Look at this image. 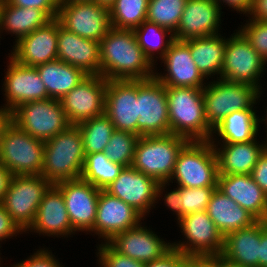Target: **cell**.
<instances>
[{
  "label": "cell",
  "mask_w": 267,
  "mask_h": 267,
  "mask_svg": "<svg viewBox=\"0 0 267 267\" xmlns=\"http://www.w3.org/2000/svg\"><path fill=\"white\" fill-rule=\"evenodd\" d=\"M99 42L100 75L106 80L154 78L156 66L138 45L133 30L111 27Z\"/></svg>",
  "instance_id": "6da1fadb"
},
{
  "label": "cell",
  "mask_w": 267,
  "mask_h": 267,
  "mask_svg": "<svg viewBox=\"0 0 267 267\" xmlns=\"http://www.w3.org/2000/svg\"><path fill=\"white\" fill-rule=\"evenodd\" d=\"M168 103L170 133L188 141H207L213 129L205 116L203 89L194 87H165Z\"/></svg>",
  "instance_id": "7a4b0ae2"
},
{
  "label": "cell",
  "mask_w": 267,
  "mask_h": 267,
  "mask_svg": "<svg viewBox=\"0 0 267 267\" xmlns=\"http://www.w3.org/2000/svg\"><path fill=\"white\" fill-rule=\"evenodd\" d=\"M85 156L80 129L77 125H70L45 141L41 175L52 184L79 179Z\"/></svg>",
  "instance_id": "3957f363"
},
{
  "label": "cell",
  "mask_w": 267,
  "mask_h": 267,
  "mask_svg": "<svg viewBox=\"0 0 267 267\" xmlns=\"http://www.w3.org/2000/svg\"><path fill=\"white\" fill-rule=\"evenodd\" d=\"M188 142L175 134L139 137L132 167L152 177L158 183L168 182L173 174L177 156Z\"/></svg>",
  "instance_id": "277c9868"
},
{
  "label": "cell",
  "mask_w": 267,
  "mask_h": 267,
  "mask_svg": "<svg viewBox=\"0 0 267 267\" xmlns=\"http://www.w3.org/2000/svg\"><path fill=\"white\" fill-rule=\"evenodd\" d=\"M217 179L218 160L211 141H188L177 156L168 183L174 181L185 188L217 187Z\"/></svg>",
  "instance_id": "5b68a950"
},
{
  "label": "cell",
  "mask_w": 267,
  "mask_h": 267,
  "mask_svg": "<svg viewBox=\"0 0 267 267\" xmlns=\"http://www.w3.org/2000/svg\"><path fill=\"white\" fill-rule=\"evenodd\" d=\"M44 149V141L32 137L10 121L0 142V163L13 176L41 175Z\"/></svg>",
  "instance_id": "8992f818"
},
{
  "label": "cell",
  "mask_w": 267,
  "mask_h": 267,
  "mask_svg": "<svg viewBox=\"0 0 267 267\" xmlns=\"http://www.w3.org/2000/svg\"><path fill=\"white\" fill-rule=\"evenodd\" d=\"M260 96L258 88L247 84L223 79L207 82L203 88V100L208 125L214 129L232 112L256 109L254 105Z\"/></svg>",
  "instance_id": "52a82bcc"
},
{
  "label": "cell",
  "mask_w": 267,
  "mask_h": 267,
  "mask_svg": "<svg viewBox=\"0 0 267 267\" xmlns=\"http://www.w3.org/2000/svg\"><path fill=\"white\" fill-rule=\"evenodd\" d=\"M11 121L44 142L71 125L60 101L52 98L19 105L11 112Z\"/></svg>",
  "instance_id": "ba28073f"
},
{
  "label": "cell",
  "mask_w": 267,
  "mask_h": 267,
  "mask_svg": "<svg viewBox=\"0 0 267 267\" xmlns=\"http://www.w3.org/2000/svg\"><path fill=\"white\" fill-rule=\"evenodd\" d=\"M178 224L185 240L173 242V249L194 261L221 254L224 236L206 211L185 215Z\"/></svg>",
  "instance_id": "9c48e42d"
},
{
  "label": "cell",
  "mask_w": 267,
  "mask_h": 267,
  "mask_svg": "<svg viewBox=\"0 0 267 267\" xmlns=\"http://www.w3.org/2000/svg\"><path fill=\"white\" fill-rule=\"evenodd\" d=\"M52 185L42 175L12 177L1 204L24 232L32 225L40 202Z\"/></svg>",
  "instance_id": "30bf717a"
},
{
  "label": "cell",
  "mask_w": 267,
  "mask_h": 267,
  "mask_svg": "<svg viewBox=\"0 0 267 267\" xmlns=\"http://www.w3.org/2000/svg\"><path fill=\"white\" fill-rule=\"evenodd\" d=\"M266 64L244 35L236 30L227 38L221 79L254 86L262 94L260 80Z\"/></svg>",
  "instance_id": "8fae6325"
},
{
  "label": "cell",
  "mask_w": 267,
  "mask_h": 267,
  "mask_svg": "<svg viewBox=\"0 0 267 267\" xmlns=\"http://www.w3.org/2000/svg\"><path fill=\"white\" fill-rule=\"evenodd\" d=\"M167 185L169 186L170 183H158L152 177L130 166L124 167L117 178L104 190L132 206L145 218L155 207V203H158L157 200H160Z\"/></svg>",
  "instance_id": "7c38bea8"
},
{
  "label": "cell",
  "mask_w": 267,
  "mask_h": 267,
  "mask_svg": "<svg viewBox=\"0 0 267 267\" xmlns=\"http://www.w3.org/2000/svg\"><path fill=\"white\" fill-rule=\"evenodd\" d=\"M139 118L138 136L170 134L168 103L165 86L155 77L137 80Z\"/></svg>",
  "instance_id": "4fadbf2b"
},
{
  "label": "cell",
  "mask_w": 267,
  "mask_h": 267,
  "mask_svg": "<svg viewBox=\"0 0 267 267\" xmlns=\"http://www.w3.org/2000/svg\"><path fill=\"white\" fill-rule=\"evenodd\" d=\"M57 19L68 31L100 41L110 30L109 8L91 2H59Z\"/></svg>",
  "instance_id": "5bb4252c"
},
{
  "label": "cell",
  "mask_w": 267,
  "mask_h": 267,
  "mask_svg": "<svg viewBox=\"0 0 267 267\" xmlns=\"http://www.w3.org/2000/svg\"><path fill=\"white\" fill-rule=\"evenodd\" d=\"M107 82L101 75H87L59 100L71 125L104 114Z\"/></svg>",
  "instance_id": "9a60e30c"
},
{
  "label": "cell",
  "mask_w": 267,
  "mask_h": 267,
  "mask_svg": "<svg viewBox=\"0 0 267 267\" xmlns=\"http://www.w3.org/2000/svg\"><path fill=\"white\" fill-rule=\"evenodd\" d=\"M54 185L62 192L72 228L76 232L90 233L96 220L101 189L81 178L60 181Z\"/></svg>",
  "instance_id": "2e32d148"
},
{
  "label": "cell",
  "mask_w": 267,
  "mask_h": 267,
  "mask_svg": "<svg viewBox=\"0 0 267 267\" xmlns=\"http://www.w3.org/2000/svg\"><path fill=\"white\" fill-rule=\"evenodd\" d=\"M8 68L4 75L2 90L5 92L6 103L0 106L3 110L12 112L19 105L37 100L48 99L45 84L41 80L36 67L19 64L10 56Z\"/></svg>",
  "instance_id": "e0dca14e"
},
{
  "label": "cell",
  "mask_w": 267,
  "mask_h": 267,
  "mask_svg": "<svg viewBox=\"0 0 267 267\" xmlns=\"http://www.w3.org/2000/svg\"><path fill=\"white\" fill-rule=\"evenodd\" d=\"M141 220L144 217L132 206L105 190H100L96 220L90 233L98 235V238L107 243L116 234L137 226Z\"/></svg>",
  "instance_id": "ac0fdd59"
},
{
  "label": "cell",
  "mask_w": 267,
  "mask_h": 267,
  "mask_svg": "<svg viewBox=\"0 0 267 267\" xmlns=\"http://www.w3.org/2000/svg\"><path fill=\"white\" fill-rule=\"evenodd\" d=\"M60 24L57 18L50 20L46 25L15 42L11 54L8 55L19 64L28 67H36L57 60L58 26Z\"/></svg>",
  "instance_id": "d6986e66"
},
{
  "label": "cell",
  "mask_w": 267,
  "mask_h": 267,
  "mask_svg": "<svg viewBox=\"0 0 267 267\" xmlns=\"http://www.w3.org/2000/svg\"><path fill=\"white\" fill-rule=\"evenodd\" d=\"M104 113L116 130L137 135V80H108Z\"/></svg>",
  "instance_id": "ffe728a7"
},
{
  "label": "cell",
  "mask_w": 267,
  "mask_h": 267,
  "mask_svg": "<svg viewBox=\"0 0 267 267\" xmlns=\"http://www.w3.org/2000/svg\"><path fill=\"white\" fill-rule=\"evenodd\" d=\"M114 250L124 256L143 263L162 258L172 249V243L152 231L140 222L137 226L116 234L107 242Z\"/></svg>",
  "instance_id": "44dd1931"
},
{
  "label": "cell",
  "mask_w": 267,
  "mask_h": 267,
  "mask_svg": "<svg viewBox=\"0 0 267 267\" xmlns=\"http://www.w3.org/2000/svg\"><path fill=\"white\" fill-rule=\"evenodd\" d=\"M161 60L167 73L156 71L154 77L165 87L203 89L206 86L207 83L204 81L206 78L196 67L190 48L183 41L175 40Z\"/></svg>",
  "instance_id": "7402d4cb"
},
{
  "label": "cell",
  "mask_w": 267,
  "mask_h": 267,
  "mask_svg": "<svg viewBox=\"0 0 267 267\" xmlns=\"http://www.w3.org/2000/svg\"><path fill=\"white\" fill-rule=\"evenodd\" d=\"M221 9L215 0H187L174 33L175 40L186 41L219 34Z\"/></svg>",
  "instance_id": "603a6c76"
},
{
  "label": "cell",
  "mask_w": 267,
  "mask_h": 267,
  "mask_svg": "<svg viewBox=\"0 0 267 267\" xmlns=\"http://www.w3.org/2000/svg\"><path fill=\"white\" fill-rule=\"evenodd\" d=\"M51 237H70L72 228L62 192L53 184L44 194L32 225L25 231Z\"/></svg>",
  "instance_id": "cb8c5ba5"
},
{
  "label": "cell",
  "mask_w": 267,
  "mask_h": 267,
  "mask_svg": "<svg viewBox=\"0 0 267 267\" xmlns=\"http://www.w3.org/2000/svg\"><path fill=\"white\" fill-rule=\"evenodd\" d=\"M57 60L75 66L87 75H100V42L82 38L60 24Z\"/></svg>",
  "instance_id": "d4e9b609"
},
{
  "label": "cell",
  "mask_w": 267,
  "mask_h": 267,
  "mask_svg": "<svg viewBox=\"0 0 267 267\" xmlns=\"http://www.w3.org/2000/svg\"><path fill=\"white\" fill-rule=\"evenodd\" d=\"M217 188L258 221H267V194L250 174H218Z\"/></svg>",
  "instance_id": "484cf974"
},
{
  "label": "cell",
  "mask_w": 267,
  "mask_h": 267,
  "mask_svg": "<svg viewBox=\"0 0 267 267\" xmlns=\"http://www.w3.org/2000/svg\"><path fill=\"white\" fill-rule=\"evenodd\" d=\"M214 140L210 139L216 151L218 174H250L259 156L267 148V140L261 144L257 138L246 143L217 144V140Z\"/></svg>",
  "instance_id": "4316f807"
},
{
  "label": "cell",
  "mask_w": 267,
  "mask_h": 267,
  "mask_svg": "<svg viewBox=\"0 0 267 267\" xmlns=\"http://www.w3.org/2000/svg\"><path fill=\"white\" fill-rule=\"evenodd\" d=\"M261 243V221L224 236L221 256L245 267H258Z\"/></svg>",
  "instance_id": "83f0119b"
},
{
  "label": "cell",
  "mask_w": 267,
  "mask_h": 267,
  "mask_svg": "<svg viewBox=\"0 0 267 267\" xmlns=\"http://www.w3.org/2000/svg\"><path fill=\"white\" fill-rule=\"evenodd\" d=\"M206 212L223 236L250 227L258 221L251 213L224 195L218 188L213 192L207 204Z\"/></svg>",
  "instance_id": "f1b7e54d"
},
{
  "label": "cell",
  "mask_w": 267,
  "mask_h": 267,
  "mask_svg": "<svg viewBox=\"0 0 267 267\" xmlns=\"http://www.w3.org/2000/svg\"><path fill=\"white\" fill-rule=\"evenodd\" d=\"M225 38L219 33L183 41L190 48L196 67L207 80L215 74L217 79H221L227 43Z\"/></svg>",
  "instance_id": "f546056e"
},
{
  "label": "cell",
  "mask_w": 267,
  "mask_h": 267,
  "mask_svg": "<svg viewBox=\"0 0 267 267\" xmlns=\"http://www.w3.org/2000/svg\"><path fill=\"white\" fill-rule=\"evenodd\" d=\"M0 33L16 36L15 42L52 20L43 10L13 6L8 1L0 6Z\"/></svg>",
  "instance_id": "4dcf8cb0"
},
{
  "label": "cell",
  "mask_w": 267,
  "mask_h": 267,
  "mask_svg": "<svg viewBox=\"0 0 267 267\" xmlns=\"http://www.w3.org/2000/svg\"><path fill=\"white\" fill-rule=\"evenodd\" d=\"M36 69L45 84L49 98L57 100H60L87 76L81 69L61 60L38 65Z\"/></svg>",
  "instance_id": "1f68e13d"
},
{
  "label": "cell",
  "mask_w": 267,
  "mask_h": 267,
  "mask_svg": "<svg viewBox=\"0 0 267 267\" xmlns=\"http://www.w3.org/2000/svg\"><path fill=\"white\" fill-rule=\"evenodd\" d=\"M259 117L254 109L232 112L213 129V137L217 134V143H246L257 138ZM215 133V134H214ZM221 141V142H220Z\"/></svg>",
  "instance_id": "d6a6232c"
},
{
  "label": "cell",
  "mask_w": 267,
  "mask_h": 267,
  "mask_svg": "<svg viewBox=\"0 0 267 267\" xmlns=\"http://www.w3.org/2000/svg\"><path fill=\"white\" fill-rule=\"evenodd\" d=\"M133 31L138 45L153 65H156L157 61L155 53L159 54L156 59L160 58L161 60L175 41L174 33L148 20H145Z\"/></svg>",
  "instance_id": "836d02e7"
},
{
  "label": "cell",
  "mask_w": 267,
  "mask_h": 267,
  "mask_svg": "<svg viewBox=\"0 0 267 267\" xmlns=\"http://www.w3.org/2000/svg\"><path fill=\"white\" fill-rule=\"evenodd\" d=\"M85 155L80 178L101 190L111 184L124 168L121 164L112 162L104 152Z\"/></svg>",
  "instance_id": "e575fe53"
},
{
  "label": "cell",
  "mask_w": 267,
  "mask_h": 267,
  "mask_svg": "<svg viewBox=\"0 0 267 267\" xmlns=\"http://www.w3.org/2000/svg\"><path fill=\"white\" fill-rule=\"evenodd\" d=\"M149 0H115L109 7L111 27L134 30L146 20Z\"/></svg>",
  "instance_id": "d590c367"
},
{
  "label": "cell",
  "mask_w": 267,
  "mask_h": 267,
  "mask_svg": "<svg viewBox=\"0 0 267 267\" xmlns=\"http://www.w3.org/2000/svg\"><path fill=\"white\" fill-rule=\"evenodd\" d=\"M77 126L82 134L85 154L103 152L115 130L114 125L105 113L83 121Z\"/></svg>",
  "instance_id": "8d00e7d4"
},
{
  "label": "cell",
  "mask_w": 267,
  "mask_h": 267,
  "mask_svg": "<svg viewBox=\"0 0 267 267\" xmlns=\"http://www.w3.org/2000/svg\"><path fill=\"white\" fill-rule=\"evenodd\" d=\"M187 0H149L146 20L175 33Z\"/></svg>",
  "instance_id": "74e56055"
},
{
  "label": "cell",
  "mask_w": 267,
  "mask_h": 267,
  "mask_svg": "<svg viewBox=\"0 0 267 267\" xmlns=\"http://www.w3.org/2000/svg\"><path fill=\"white\" fill-rule=\"evenodd\" d=\"M139 137L128 131L115 129L103 152L112 162L130 167L134 160L135 146Z\"/></svg>",
  "instance_id": "f35d334b"
},
{
  "label": "cell",
  "mask_w": 267,
  "mask_h": 267,
  "mask_svg": "<svg viewBox=\"0 0 267 267\" xmlns=\"http://www.w3.org/2000/svg\"><path fill=\"white\" fill-rule=\"evenodd\" d=\"M217 187L185 188L180 186L182 217L195 212L206 211L207 204Z\"/></svg>",
  "instance_id": "ab89813d"
},
{
  "label": "cell",
  "mask_w": 267,
  "mask_h": 267,
  "mask_svg": "<svg viewBox=\"0 0 267 267\" xmlns=\"http://www.w3.org/2000/svg\"><path fill=\"white\" fill-rule=\"evenodd\" d=\"M240 26L238 30L267 63V22L249 18L245 25Z\"/></svg>",
  "instance_id": "60d3db41"
},
{
  "label": "cell",
  "mask_w": 267,
  "mask_h": 267,
  "mask_svg": "<svg viewBox=\"0 0 267 267\" xmlns=\"http://www.w3.org/2000/svg\"><path fill=\"white\" fill-rule=\"evenodd\" d=\"M97 261L100 267H144L145 263L121 255L108 243L101 242L97 246Z\"/></svg>",
  "instance_id": "b9f144b4"
},
{
  "label": "cell",
  "mask_w": 267,
  "mask_h": 267,
  "mask_svg": "<svg viewBox=\"0 0 267 267\" xmlns=\"http://www.w3.org/2000/svg\"><path fill=\"white\" fill-rule=\"evenodd\" d=\"M56 259L51 250L48 251L46 248H40L33 255H30L28 259L17 262L11 265V267H64Z\"/></svg>",
  "instance_id": "7bdbcfd3"
},
{
  "label": "cell",
  "mask_w": 267,
  "mask_h": 267,
  "mask_svg": "<svg viewBox=\"0 0 267 267\" xmlns=\"http://www.w3.org/2000/svg\"><path fill=\"white\" fill-rule=\"evenodd\" d=\"M197 261L191 260L180 251L171 249L162 258L145 263L144 267H196Z\"/></svg>",
  "instance_id": "ee69618b"
},
{
  "label": "cell",
  "mask_w": 267,
  "mask_h": 267,
  "mask_svg": "<svg viewBox=\"0 0 267 267\" xmlns=\"http://www.w3.org/2000/svg\"><path fill=\"white\" fill-rule=\"evenodd\" d=\"M13 6L43 10L51 19L58 16L59 0H7Z\"/></svg>",
  "instance_id": "f6af8a7d"
},
{
  "label": "cell",
  "mask_w": 267,
  "mask_h": 267,
  "mask_svg": "<svg viewBox=\"0 0 267 267\" xmlns=\"http://www.w3.org/2000/svg\"><path fill=\"white\" fill-rule=\"evenodd\" d=\"M19 233L22 234L24 231L11 218L4 206L0 203V242L5 239L13 238Z\"/></svg>",
  "instance_id": "bcb514c9"
},
{
  "label": "cell",
  "mask_w": 267,
  "mask_h": 267,
  "mask_svg": "<svg viewBox=\"0 0 267 267\" xmlns=\"http://www.w3.org/2000/svg\"><path fill=\"white\" fill-rule=\"evenodd\" d=\"M250 175L262 191L267 194V148L259 156Z\"/></svg>",
  "instance_id": "7dc6e473"
},
{
  "label": "cell",
  "mask_w": 267,
  "mask_h": 267,
  "mask_svg": "<svg viewBox=\"0 0 267 267\" xmlns=\"http://www.w3.org/2000/svg\"><path fill=\"white\" fill-rule=\"evenodd\" d=\"M164 204L166 207L168 206V209L172 210L176 214L177 222L182 218V204L180 201V186H177V188L173 189L172 191L168 192L166 191V194L164 195Z\"/></svg>",
  "instance_id": "c3c4849f"
},
{
  "label": "cell",
  "mask_w": 267,
  "mask_h": 267,
  "mask_svg": "<svg viewBox=\"0 0 267 267\" xmlns=\"http://www.w3.org/2000/svg\"><path fill=\"white\" fill-rule=\"evenodd\" d=\"M217 4L222 7L227 5L229 8H233L235 11L240 14H245L247 17L252 9L253 0H215ZM222 4V5H221Z\"/></svg>",
  "instance_id": "681fc988"
},
{
  "label": "cell",
  "mask_w": 267,
  "mask_h": 267,
  "mask_svg": "<svg viewBox=\"0 0 267 267\" xmlns=\"http://www.w3.org/2000/svg\"><path fill=\"white\" fill-rule=\"evenodd\" d=\"M248 18L267 22V0H253Z\"/></svg>",
  "instance_id": "f907efd6"
},
{
  "label": "cell",
  "mask_w": 267,
  "mask_h": 267,
  "mask_svg": "<svg viewBox=\"0 0 267 267\" xmlns=\"http://www.w3.org/2000/svg\"><path fill=\"white\" fill-rule=\"evenodd\" d=\"M258 267H267V221H261V243Z\"/></svg>",
  "instance_id": "816d5d0a"
},
{
  "label": "cell",
  "mask_w": 267,
  "mask_h": 267,
  "mask_svg": "<svg viewBox=\"0 0 267 267\" xmlns=\"http://www.w3.org/2000/svg\"><path fill=\"white\" fill-rule=\"evenodd\" d=\"M207 267H245L236 263H233L221 255L205 258L201 260Z\"/></svg>",
  "instance_id": "f5cc1de1"
},
{
  "label": "cell",
  "mask_w": 267,
  "mask_h": 267,
  "mask_svg": "<svg viewBox=\"0 0 267 267\" xmlns=\"http://www.w3.org/2000/svg\"><path fill=\"white\" fill-rule=\"evenodd\" d=\"M13 174L0 163V203L6 194Z\"/></svg>",
  "instance_id": "db71d44e"
},
{
  "label": "cell",
  "mask_w": 267,
  "mask_h": 267,
  "mask_svg": "<svg viewBox=\"0 0 267 267\" xmlns=\"http://www.w3.org/2000/svg\"><path fill=\"white\" fill-rule=\"evenodd\" d=\"M10 121H11V113L6 110H3L0 107V142H1L3 131Z\"/></svg>",
  "instance_id": "11a10c76"
},
{
  "label": "cell",
  "mask_w": 267,
  "mask_h": 267,
  "mask_svg": "<svg viewBox=\"0 0 267 267\" xmlns=\"http://www.w3.org/2000/svg\"><path fill=\"white\" fill-rule=\"evenodd\" d=\"M94 1L99 5H103L109 8L114 3L115 0H94Z\"/></svg>",
  "instance_id": "9f6ffc18"
},
{
  "label": "cell",
  "mask_w": 267,
  "mask_h": 267,
  "mask_svg": "<svg viewBox=\"0 0 267 267\" xmlns=\"http://www.w3.org/2000/svg\"><path fill=\"white\" fill-rule=\"evenodd\" d=\"M94 0H59V2H91Z\"/></svg>",
  "instance_id": "6f0895ef"
},
{
  "label": "cell",
  "mask_w": 267,
  "mask_h": 267,
  "mask_svg": "<svg viewBox=\"0 0 267 267\" xmlns=\"http://www.w3.org/2000/svg\"><path fill=\"white\" fill-rule=\"evenodd\" d=\"M267 108V107H266ZM264 116H266V117H264ZM264 116H261L262 118H259V123H261L262 121L264 122V123H266L265 124V126H267V109H266V114L264 115ZM267 128V127H266ZM267 132V131H266Z\"/></svg>",
  "instance_id": "680465c9"
},
{
  "label": "cell",
  "mask_w": 267,
  "mask_h": 267,
  "mask_svg": "<svg viewBox=\"0 0 267 267\" xmlns=\"http://www.w3.org/2000/svg\"><path fill=\"white\" fill-rule=\"evenodd\" d=\"M196 267H207L201 260L197 261Z\"/></svg>",
  "instance_id": "91938a15"
},
{
  "label": "cell",
  "mask_w": 267,
  "mask_h": 267,
  "mask_svg": "<svg viewBox=\"0 0 267 267\" xmlns=\"http://www.w3.org/2000/svg\"><path fill=\"white\" fill-rule=\"evenodd\" d=\"M7 0H0V6L4 3V2H6Z\"/></svg>",
  "instance_id": "94428289"
}]
</instances>
